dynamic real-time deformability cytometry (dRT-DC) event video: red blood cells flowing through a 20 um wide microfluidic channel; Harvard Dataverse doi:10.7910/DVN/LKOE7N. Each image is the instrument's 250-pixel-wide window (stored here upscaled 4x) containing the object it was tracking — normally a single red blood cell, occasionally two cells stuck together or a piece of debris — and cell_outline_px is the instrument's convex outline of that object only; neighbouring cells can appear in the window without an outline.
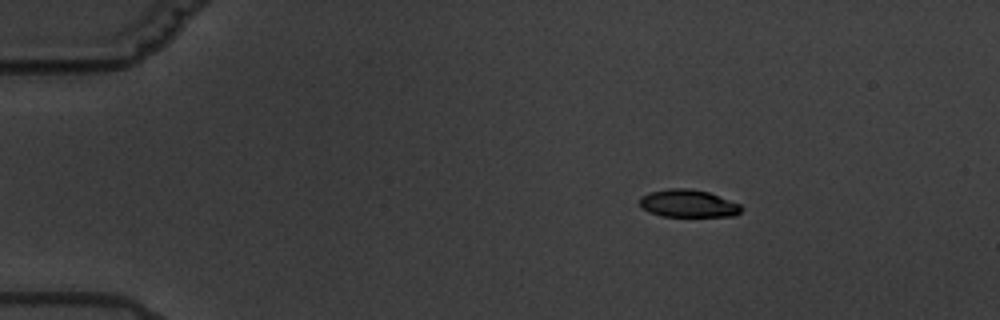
{"species": "common noctule bat (a hibernating species)", "species_latin": "Nyctalus noctula", "temperature_condition": "warm", "stored_images_in_passage": 5, "camera_frame_rate_fps": 3000, "um_per_image_px": 0.085, "animal": {"sex": "male", "body_mass_g": 19.5, "forearm_length_mm": 54.6}, "frame": {"image": 1, "passage_image": 3, "time_ms": 2.333, "image_size_px": [1000, 320], "cell_outline_px": [[744, 208], [736, 216], [660, 216], [648, 212], [640, 208], [640, 196], [648, 192], [668, 188], [688, 188], [708, 192], [740, 204]], "centroid_in_image_um": [58.46, 17.3], "position_along_channel_um": 26.5, "area_um2": 16.53}}
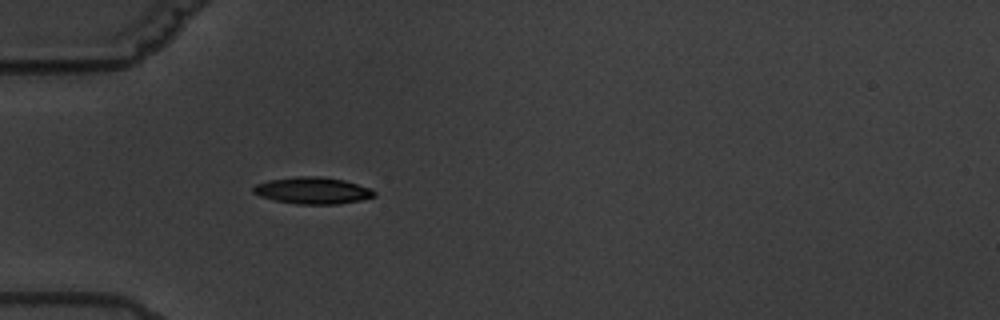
{"frame": {"image": 2, "passage_image": 5, "time_ms": 5.333, "image_size_px": [1000, 320], "cell_outline_px": [[376, 196], [360, 200], [336, 204], [296, 204], [276, 200], [260, 196], [252, 192], [252, 188], [256, 184], [268, 180], [296, 176], [320, 176], [344, 180], [372, 188], [376, 192]], "centroid_in_image_um": [26.59, 16.19], "position_along_channel_um": 58.4, "area_um2": 18.9}}